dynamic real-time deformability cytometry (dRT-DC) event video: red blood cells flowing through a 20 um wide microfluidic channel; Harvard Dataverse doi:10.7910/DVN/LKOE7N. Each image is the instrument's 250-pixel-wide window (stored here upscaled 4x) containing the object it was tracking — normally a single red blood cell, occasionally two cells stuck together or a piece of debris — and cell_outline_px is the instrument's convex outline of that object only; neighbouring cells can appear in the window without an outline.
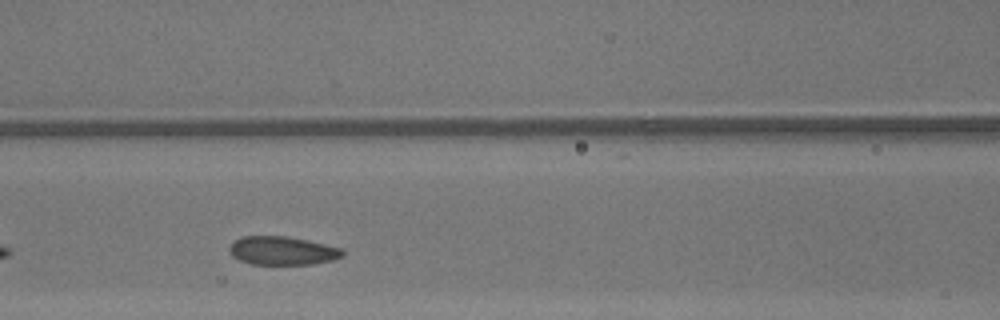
{"species": "common noctule bat (a hibernating species)", "species_latin": "Nyctalus noctula", "temperature_condition": "warm", "stored_images_in_passage": 24, "camera_frame_rate_fps": 3000, "um_per_image_px": 0.085, "animal": {"sex": "male", "body_mass_g": 13.3}, "frame": {"image": 1, "passage_image": 8, "time_ms": 2.333, "image_size_px": [1000, 320], "cell_outline_px": [[344, 256], [332, 260], [312, 264], [252, 264], [240, 260], [232, 256], [228, 248], [236, 240], [244, 236], [288, 236], [308, 240], [340, 248], [344, 252]], "centroid_in_image_um": [24.01, 21.31], "position_along_channel_um": 142.6, "area_um2": 18.67}}
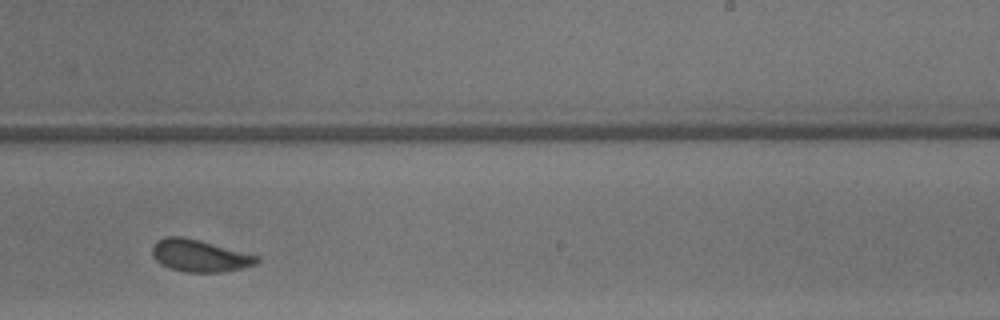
{"frame": {"image": 2, "passage_image": 17, "time_ms": 5.333, "image_size_px": [1000, 320], "cell_outline_px": [[260, 260], [256, 264], [240, 268], [220, 272], [184, 272], [168, 268], [160, 264], [152, 256], [152, 244], [156, 240], [164, 236], [184, 236], [200, 240], [260, 256]], "centroid_in_image_um": [16.92, 21.72], "position_along_channel_um": 272.1, "area_um2": 19.83}}
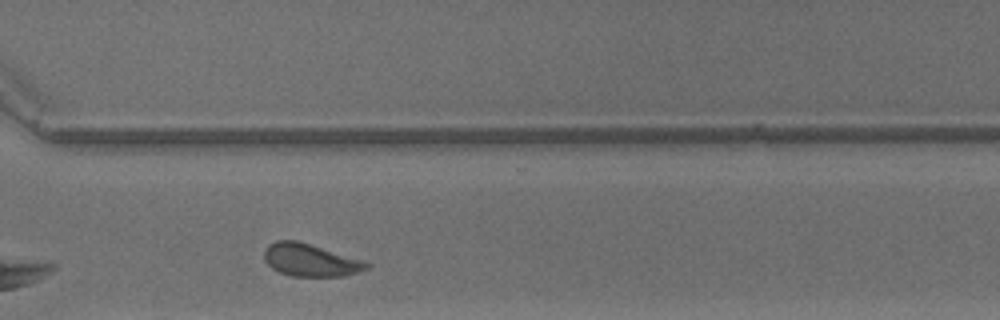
{"frame": {"image": 3, "passage_image": 22, "time_ms": 7.0, "image_size_px": [1000, 320], "cell_outline_px": [[372, 264], [368, 268], [360, 272], [344, 276], [292, 276], [280, 272], [272, 268], [264, 260], [264, 248], [268, 244], [276, 240], [296, 240], [364, 260]], "centroid_in_image_um": [26.39, 22.1], "position_along_channel_um": 344.2, "area_um2": 19.54}, "authors_computed_cell_mechanics": {"area_um2": 19.5364, "velocity_mm_per_s": 4.3234, "shape_relaxation_time_tau1_ms": 3.9015, "shape_relaxation_time_tau2_ms": 1.1602, "deformation_change_tau1": 0.0911, "deformation_change_tau2": 0.0736}}